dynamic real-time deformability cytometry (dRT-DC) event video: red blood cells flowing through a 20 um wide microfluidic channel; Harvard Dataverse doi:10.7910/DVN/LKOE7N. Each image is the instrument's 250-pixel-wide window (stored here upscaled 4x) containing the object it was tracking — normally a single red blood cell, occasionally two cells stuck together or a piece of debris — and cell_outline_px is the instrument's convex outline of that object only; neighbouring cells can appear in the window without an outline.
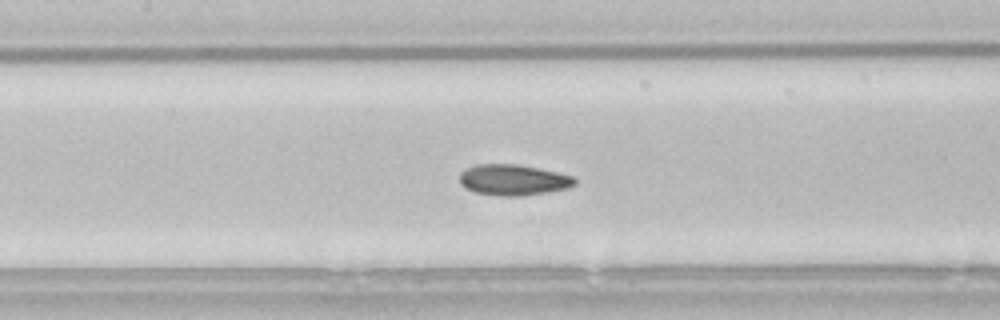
{"species": "common noctule bat (a hibernating species)", "species_latin": "Nyctalus noctula", "temperature_condition": "room temperature", "stored_images_in_passage": 43, "camera_frame_rate_fps": 3000, "um_per_image_px": 0.085, "animal": {"sex": "male", "body_mass_g": 21.5, "forearm_length_mm": 52.0}, "frame": {"image": 1, "passage_image": 17, "time_ms": 5.333, "image_size_px": [1000, 320], "cell_outline_px": [[576, 184], [568, 188], [548, 192], [524, 196], [500, 196], [476, 192], [464, 188], [460, 184], [460, 172], [476, 164], [520, 164], [540, 168], [572, 176], [576, 180]], "centroid_in_image_um": [43.63, 15.29], "position_along_channel_um": 163.8, "area_um2": 20.87}}
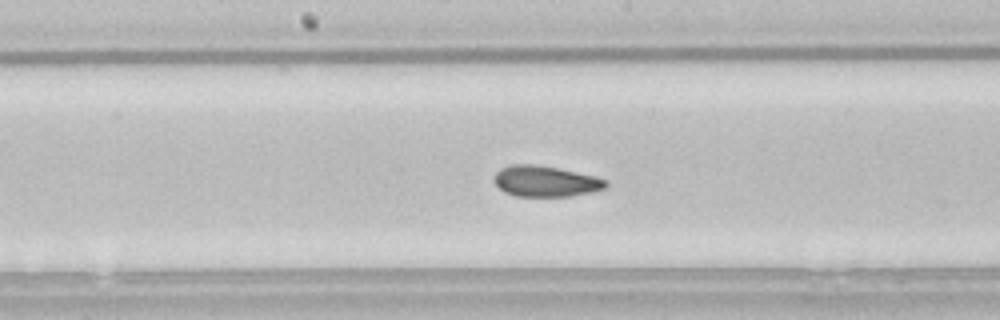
{"frame": {"image": 2, "passage_image": 20, "time_ms": 6.333, "image_size_px": [1000, 320], "cell_outline_px": [[608, 184], [604, 188], [592, 192], [568, 196], [516, 196], [504, 192], [492, 180], [492, 176], [500, 168], [512, 164], [536, 164], [560, 168], [596, 176], [608, 180]], "centroid_in_image_um": [46.35, 15.39], "position_along_channel_um": 201.8, "area_um2": 20.35}}
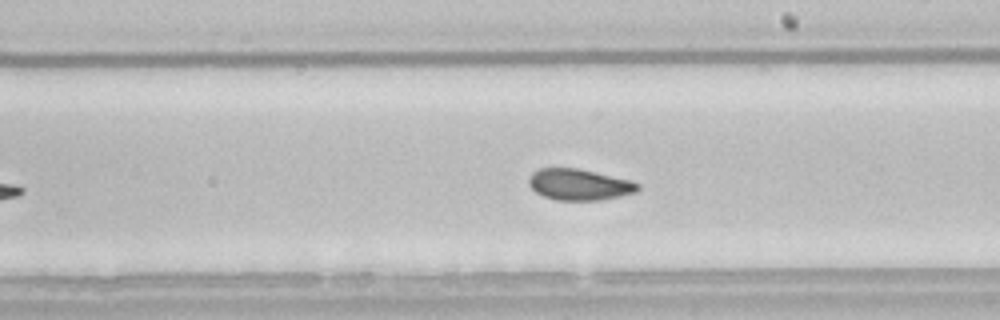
{"frame": {"image": 3, "passage_image": 23, "time_ms": 7.333, "image_size_px": [1000, 320], "cell_outline_px": [[640, 188], [636, 192], [620, 196], [600, 200], [556, 200], [544, 196], [536, 192], [528, 184], [528, 176], [532, 172], [540, 168], [576, 168], [632, 180], [640, 184]], "centroid_in_image_um": [49.23, 15.68], "position_along_channel_um": 239.8, "area_um2": 19.88}, "authors_computed_cell_mechanics": {"area_um2": 20.2878, "velocity_mm_per_s": 3.8187, "shape_relaxation_time_tau1_ms": 7.9663, "shape_relaxation_time_tau2_ms": 2.0821, "deformation_change_tau1": 0.1366, "deformation_change_tau2": 0.0773}}